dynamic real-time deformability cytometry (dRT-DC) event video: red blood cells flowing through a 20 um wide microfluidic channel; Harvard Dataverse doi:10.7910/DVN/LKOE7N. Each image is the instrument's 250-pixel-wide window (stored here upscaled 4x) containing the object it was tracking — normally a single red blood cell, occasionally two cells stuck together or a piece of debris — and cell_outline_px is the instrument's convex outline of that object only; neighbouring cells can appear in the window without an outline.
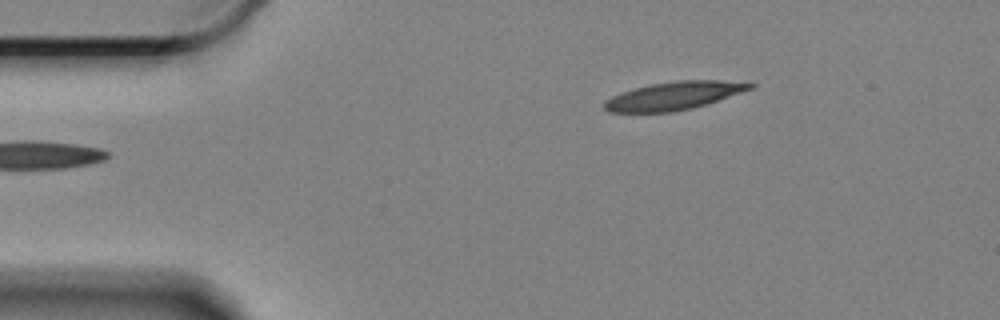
{"species": "Egyptian fruit bat (a non-hibernating species)", "species_latin": "Rousettus aegyptiacus", "temperature_condition": "cold", "stored_images_in_passage": 51, "camera_frame_rate_fps": 3000, "um_per_image_px": 0.085, "animal": {"sex": "female"}, "frame": {"image": 1, "passage_image": 1, "time_ms": 0.0, "image_size_px": [1000, 320], "cell_outline_px": [[756, 84], [752, 88], [692, 108], [672, 112], [608, 112], [604, 108], [604, 100], [620, 92], [648, 84], [676, 80], [720, 80]], "centroid_in_image_um": [57.19, 8.13], "position_along_channel_um": 27.8, "area_um2": 23.58}}
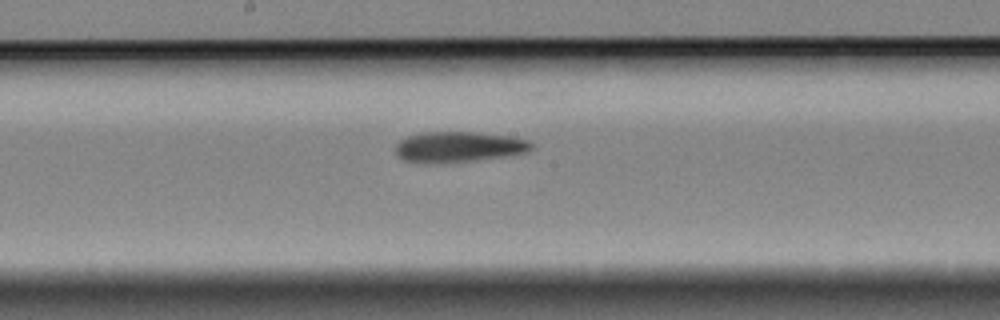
{"frame": {"image": 2, "passage_image": 22, "time_ms": 7.0, "image_size_px": [1000, 320], "cell_outline_px": [[536, 148], [528, 152], [512, 156], [472, 160], [404, 160], [396, 152], [396, 144], [400, 140], [408, 136], [424, 132], [480, 132], [512, 136], [528, 140]], "centroid_in_image_um": [39.15, 12.43], "position_along_channel_um": 209.0, "area_um2": 23.52}}
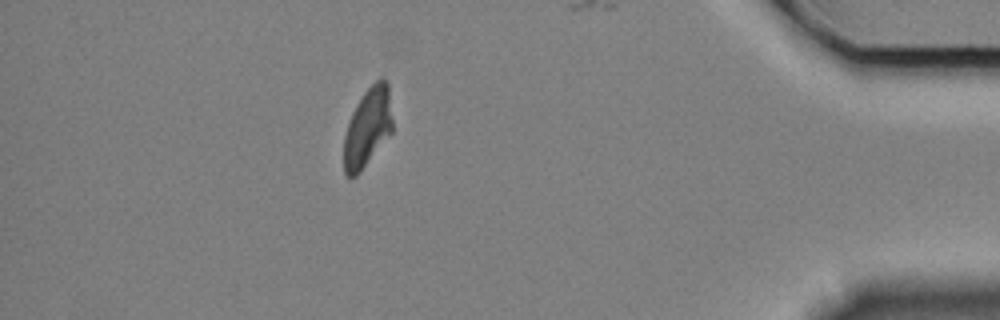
{"frame": {"image": 3, "passage_image": 44, "time_ms": 14.333, "image_size_px": [1000, 320], "cell_outline_px": [[392, 132], [360, 172], [356, 176], [348, 176], [344, 172], [344, 136], [352, 112], [356, 104], [364, 92], [380, 76], [384, 76], [388, 84], [392, 120]], "centroid_in_image_um": [31.25, 10.8], "position_along_channel_um": 403.9, "area_um2": 22.25}, "authors_computed_cell_mechanics": {"area_um2": 23.8136, "velocity_mm_per_s": 3.3104, "shape_relaxation_time_tau1_ms": null, "shape_relaxation_time_tau2_ms": 5.7635, "deformation_change_tau1": null, "deformation_change_tau2": 0.1363}}